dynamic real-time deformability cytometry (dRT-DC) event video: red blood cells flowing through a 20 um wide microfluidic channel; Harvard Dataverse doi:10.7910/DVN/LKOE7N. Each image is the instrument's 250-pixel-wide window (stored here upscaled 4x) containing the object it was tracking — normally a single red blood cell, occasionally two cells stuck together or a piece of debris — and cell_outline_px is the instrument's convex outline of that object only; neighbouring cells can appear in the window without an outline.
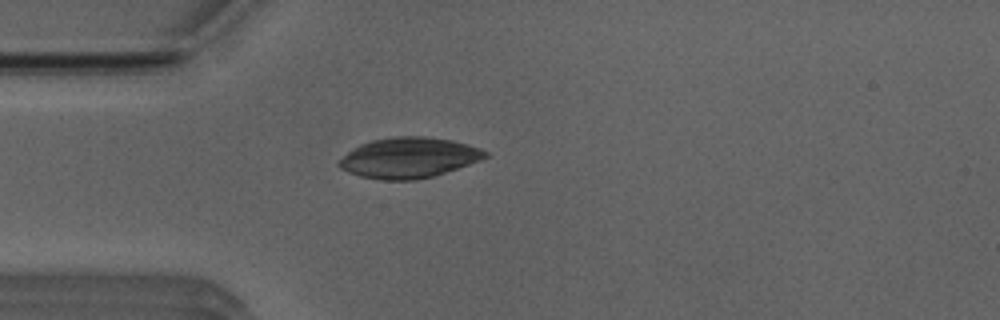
{"species": "Egyptian fruit bat (a non-hibernating species)", "species_latin": "Rousettus aegyptiacus", "temperature_condition": "room temperature", "stored_images_in_passage": 39, "camera_frame_rate_fps": 3000, "um_per_image_px": 0.085, "animal": {"sex": "male"}, "frame": {"image": 1, "passage_image": 1, "time_ms": 0.0, "image_size_px": [1000, 320], "cell_outline_px": [[488, 156], [480, 160], [432, 176], [416, 180], [384, 180], [360, 176], [348, 172], [340, 168], [336, 164], [336, 160], [352, 148], [360, 144], [372, 140], [392, 136], [424, 136], [452, 140], [468, 144], [480, 148], [488, 152]], "centroid_in_image_um": [34.69, 13.39], "position_along_channel_um": 50.3, "area_um2": 34.56}}
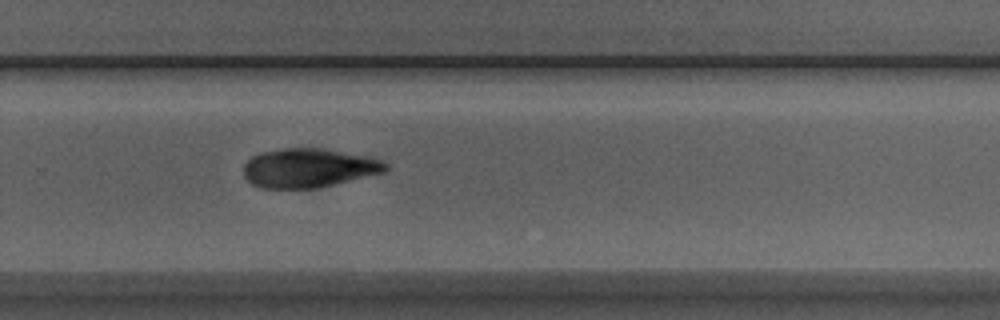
{"frame": {"image": 2, "passage_image": 21, "time_ms": 6.667, "image_size_px": [1000, 320], "cell_outline_px": [[388, 168], [384, 172], [320, 188], [260, 188], [252, 184], [244, 176], [244, 164], [252, 156], [260, 152], [284, 148], [324, 148], [368, 156], [384, 160], [388, 164]], "centroid_in_image_um": [26.26, 14.27], "position_along_channel_um": 303.5, "area_um2": 32.6}}
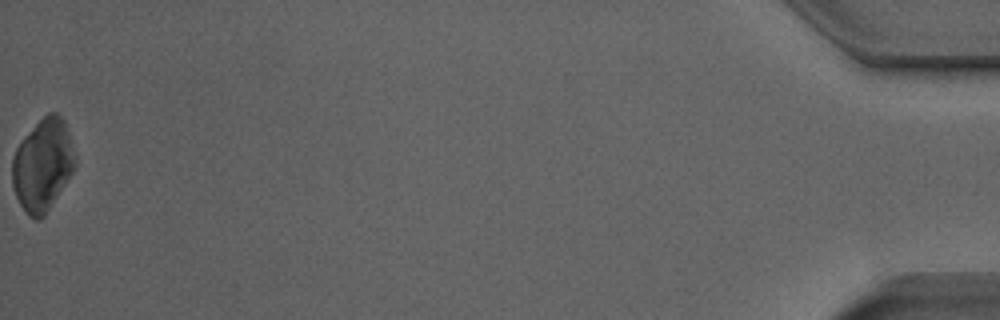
{"frame": {"image": 3, "passage_image": 39, "time_ms": 12.667, "image_size_px": [1000, 320], "cell_outline_px": [[76, 164], [72, 172], [44, 216], [40, 220], [36, 220], [28, 216], [20, 204], [16, 196], [12, 184], [12, 160], [16, 148], [20, 140], [48, 112], [56, 112], [64, 120], [76, 156]], "centroid_in_image_um": [3.62, 14.02], "position_along_channel_um": 431.6, "area_um2": 33.52}}